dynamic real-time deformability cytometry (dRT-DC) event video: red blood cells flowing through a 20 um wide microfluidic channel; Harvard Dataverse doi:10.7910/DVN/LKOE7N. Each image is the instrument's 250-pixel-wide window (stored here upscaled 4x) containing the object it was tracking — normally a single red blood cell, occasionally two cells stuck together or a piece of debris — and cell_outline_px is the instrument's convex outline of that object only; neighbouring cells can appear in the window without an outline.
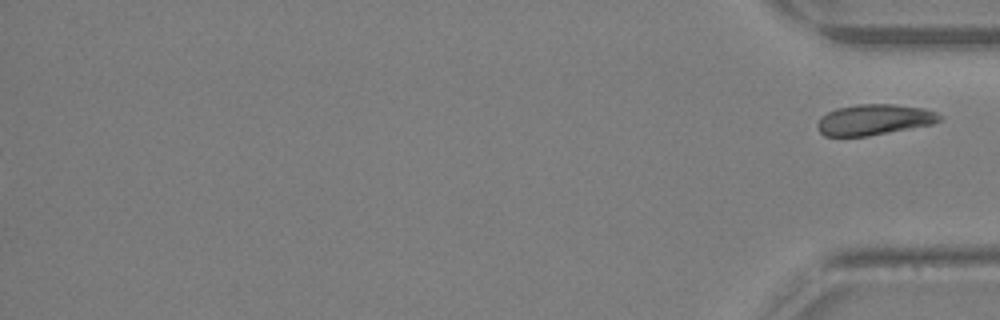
{"species": "Egyptian fruit bat (a non-hibernating species)", "species_latin": "Rousettus aegyptiacus", "temperature_condition": "warm", "stored_images_in_passage": 32, "segment_of_instrument_passage": [2, 2], "camera_frame_rate_fps": 3000, "um_per_image_px": 0.085, "animal": {"sex": "female"}, "frame": {"image": 1, "passage_image": 32, "time_ms": 10.333, "image_size_px": [1000, 320], "cell_outline_px": [[944, 116], [940, 120], [932, 124], [868, 136], [824, 136], [820, 132], [816, 124], [820, 116], [836, 108], [856, 104], [896, 104], [920, 108], [936, 112]], "centroid_in_image_um": [74.27, 10.17], "position_along_channel_um": 360.9, "area_um2": 21.91}}